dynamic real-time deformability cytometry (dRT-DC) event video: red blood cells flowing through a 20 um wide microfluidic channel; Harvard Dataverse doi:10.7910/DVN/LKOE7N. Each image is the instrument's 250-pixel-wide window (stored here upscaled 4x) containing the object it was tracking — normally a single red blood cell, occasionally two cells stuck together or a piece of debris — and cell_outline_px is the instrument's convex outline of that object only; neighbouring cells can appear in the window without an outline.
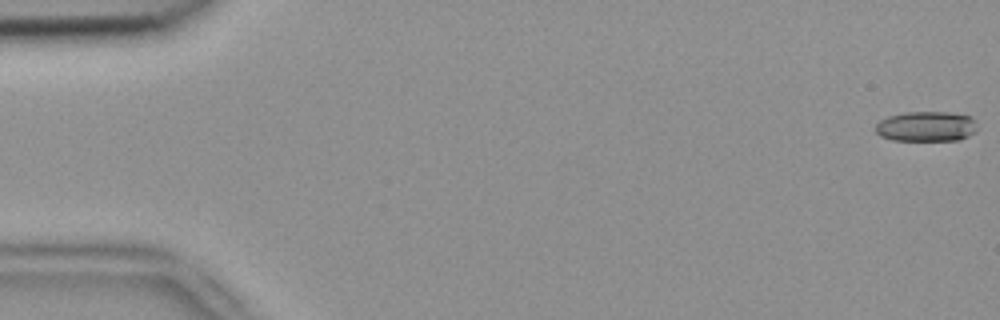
{"species": "common noctule bat (a hibernating species)", "species_latin": "Nyctalus noctula", "temperature_condition": "room temperature", "stored_images_in_passage": 5, "camera_frame_rate_fps": 3000, "um_per_image_px": 0.085, "animal": {"sex": "female", "body_mass_g": 18.4}, "frame": {"image": 1, "passage_image": 1, "time_ms": 0.0, "image_size_px": [1000, 320], "cell_outline_px": [[976, 132], [960, 140], [892, 140], [880, 136], [876, 132], [876, 124], [880, 120], [888, 116], [908, 112], [948, 112], [972, 116], [976, 120]], "centroid_in_image_um": [78.76, 10.74], "position_along_channel_um": 6.2, "area_um2": 17.98}}
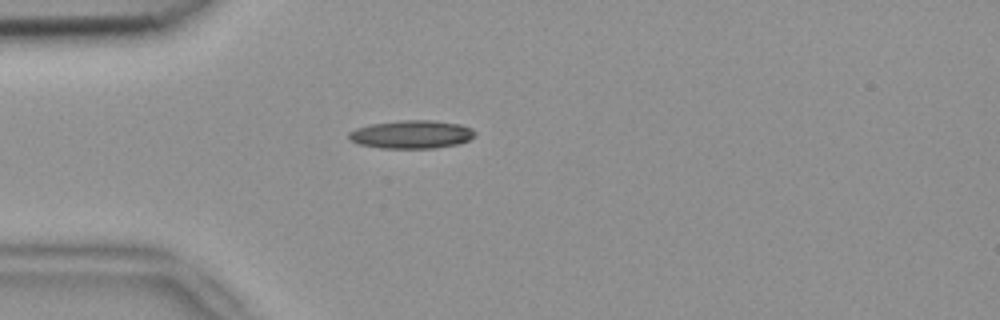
{"frame": {"image": 2, "passage_image": 5, "time_ms": 1.333, "image_size_px": [1000, 320], "cell_outline_px": [[476, 136], [468, 140], [456, 144], [432, 148], [380, 148], [360, 144], [352, 140], [348, 136], [348, 132], [356, 128], [372, 124], [400, 120], [432, 120], [460, 124], [472, 128], [476, 132]], "centroid_in_image_um": [35.0, 11.41], "position_along_channel_um": 50.0, "area_um2": 20.63}}